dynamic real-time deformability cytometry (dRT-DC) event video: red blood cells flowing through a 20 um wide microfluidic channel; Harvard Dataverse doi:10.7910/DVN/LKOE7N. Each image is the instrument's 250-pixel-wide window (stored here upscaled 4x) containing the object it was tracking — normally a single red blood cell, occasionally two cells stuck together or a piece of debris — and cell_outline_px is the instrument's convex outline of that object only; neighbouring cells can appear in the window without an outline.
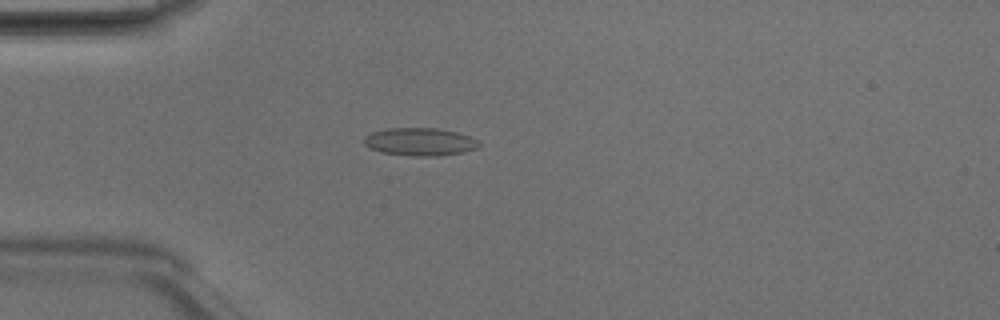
{"species": "Egyptian fruit bat (a non-hibernating species)", "species_latin": "Rousettus aegyptiacus", "temperature_condition": "room temperature", "stored_images_in_passage": 4, "camera_frame_rate_fps": 3000, "um_per_image_px": 0.085, "animal": {"sex": "male"}, "frame": {"image": 1, "passage_image": 4, "time_ms": 1.0, "image_size_px": [1000, 320], "cell_outline_px": [[480, 144], [476, 148], [464, 152], [436, 156], [416, 156], [380, 152], [368, 148], [364, 144], [364, 136], [372, 132], [388, 128], [436, 128], [456, 132], [480, 140]], "centroid_in_image_um": [35.67, 12.05], "position_along_channel_um": 49.3, "area_um2": 18.67}}